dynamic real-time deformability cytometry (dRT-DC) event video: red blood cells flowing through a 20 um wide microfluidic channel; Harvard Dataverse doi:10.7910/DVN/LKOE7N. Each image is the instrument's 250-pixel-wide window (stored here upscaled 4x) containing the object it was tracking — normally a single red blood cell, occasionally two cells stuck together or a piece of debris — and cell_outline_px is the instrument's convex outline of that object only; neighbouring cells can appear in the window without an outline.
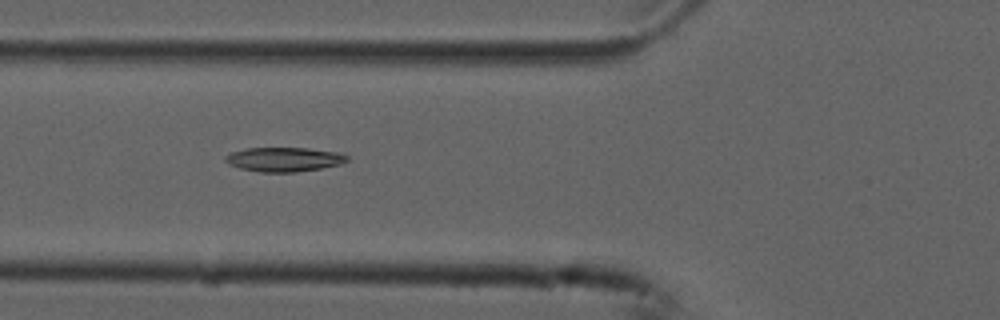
{"species": "common noctule bat (a hibernating species)", "species_latin": "Nyctalus noctula", "temperature_condition": "cold", "stored_images_in_passage": 8, "camera_frame_rate_fps": 3000, "um_per_image_px": 0.085, "animal": {"sex": "male", "forearm_length_mm": 52.5}, "frame": {"image": 1, "passage_image": 3, "time_ms": 0.667, "image_size_px": [1000, 320], "cell_outline_px": [[348, 160], [340, 164], [320, 168], [296, 172], [260, 172], [240, 168], [228, 164], [224, 160], [224, 156], [232, 152], [244, 148], [308, 148], [336, 152], [348, 156]], "centroid_in_image_um": [24.1, 13.54], "position_along_channel_um": 101.7, "area_um2": 17.17}}
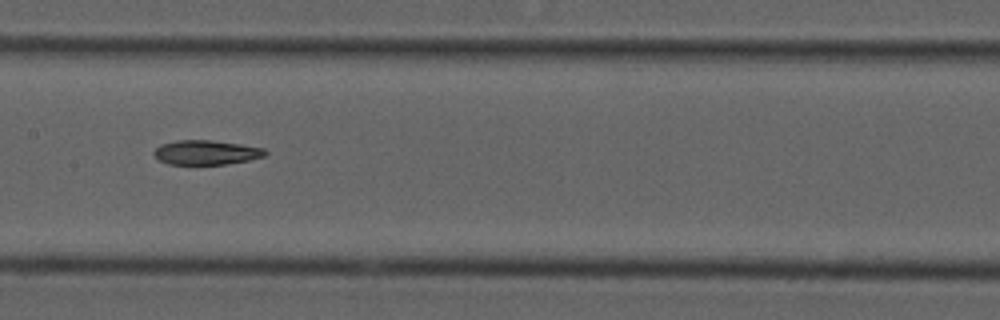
{"frame": {"image": 2, "passage_image": 5, "time_ms": 1.333, "image_size_px": [1000, 320], "cell_outline_px": [[268, 152], [264, 156], [248, 160], [224, 164], [168, 164], [160, 160], [152, 152], [160, 144], [176, 140], [208, 140], [240, 144], [264, 148]], "centroid_in_image_um": [17.51, 12.95], "position_along_channel_um": 189.9, "area_um2": 15.72}}
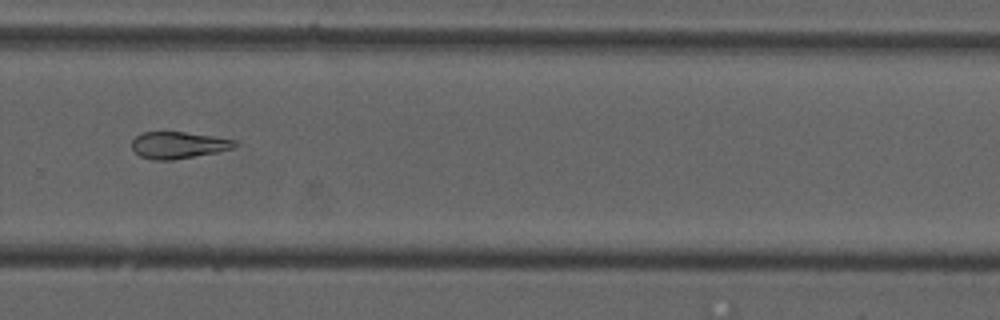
{"frame": {"image": 3, "passage_image": 8, "time_ms": 2.333, "image_size_px": [1000, 320], "cell_outline_px": [[240, 144], [232, 148], [216, 152], [172, 160], [152, 160], [140, 156], [132, 148], [132, 140], [136, 136], [144, 132], [184, 132], [212, 136], [236, 140]], "centroid_in_image_um": [15.16, 12.33], "position_along_channel_um": 314.6, "area_um2": 15.95}}